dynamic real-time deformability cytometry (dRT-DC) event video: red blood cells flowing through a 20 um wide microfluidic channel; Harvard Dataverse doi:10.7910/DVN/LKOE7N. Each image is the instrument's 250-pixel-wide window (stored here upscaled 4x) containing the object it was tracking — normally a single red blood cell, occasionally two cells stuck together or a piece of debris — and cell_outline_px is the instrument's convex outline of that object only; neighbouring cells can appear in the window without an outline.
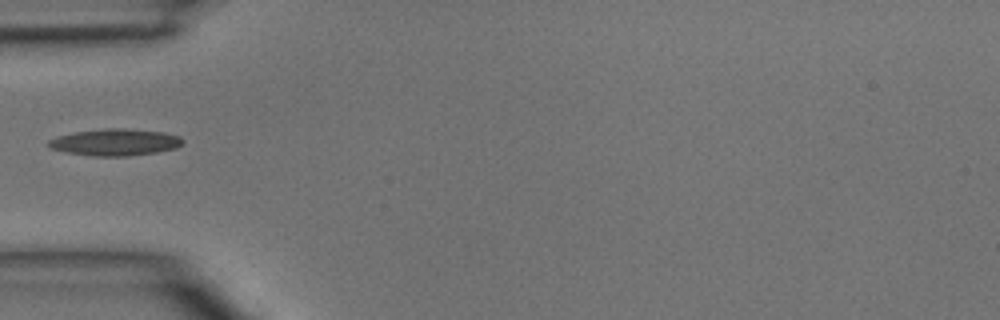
{"species": "common noctule bat (a hibernating species)", "species_latin": "Nyctalus noctula", "temperature_condition": "room temperature", "stored_images_in_passage": 6, "camera_frame_rate_fps": 3000, "um_per_image_px": 0.085, "animal": {"sex": "male", "body_mass_g": 15.6}, "frame": {"image": 1, "passage_image": 1, "time_ms": 0.0, "image_size_px": [1000, 320], "cell_outline_px": [[184, 144], [176, 148], [156, 152], [124, 156], [92, 156], [68, 152], [52, 148], [44, 144], [48, 140], [56, 136], [76, 132], [104, 128], [124, 128], [160, 132], [180, 136], [184, 140]], "centroid_in_image_um": [9.78, 12.08], "position_along_channel_um": 75.2, "area_um2": 20.87}}